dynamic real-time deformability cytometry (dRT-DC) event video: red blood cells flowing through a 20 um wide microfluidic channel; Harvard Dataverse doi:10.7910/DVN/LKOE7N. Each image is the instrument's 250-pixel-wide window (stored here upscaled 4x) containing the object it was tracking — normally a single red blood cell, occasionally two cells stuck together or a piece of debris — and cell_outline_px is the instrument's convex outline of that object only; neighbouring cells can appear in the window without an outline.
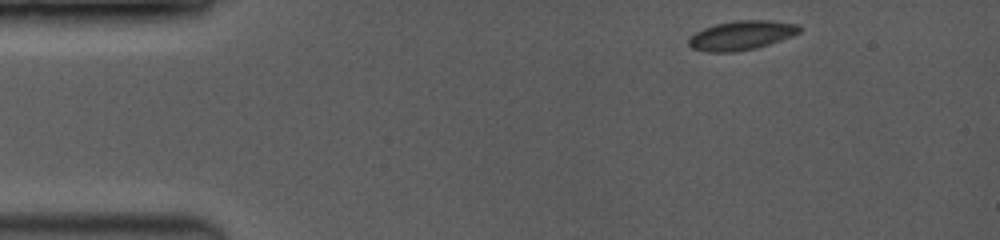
{"species": "common noctule bat (a hibernating species)", "species_latin": "Nyctalus noctula", "temperature_condition": "room temperature", "stored_images_in_passage": 34, "camera_frame_rate_fps": 3500, "um_per_image_px": 0.085, "animal": {"sex": "female", "body_mass_g": 19.0, "forearm_length_mm": 53.3}, "frame": {"image": 1, "passage_image": 1, "time_ms": 0.0, "image_size_px": [1000, 240], "cell_outline_px": [[800, 32], [792, 36], [756, 48], [736, 52], [708, 52], [692, 48], [688, 44], [688, 36], [704, 28], [716, 24], [740, 20], [772, 20], [796, 24], [800, 28]], "centroid_in_image_um": [62.99, 3.01], "position_along_channel_um": 22.0, "area_um2": 18.79}}
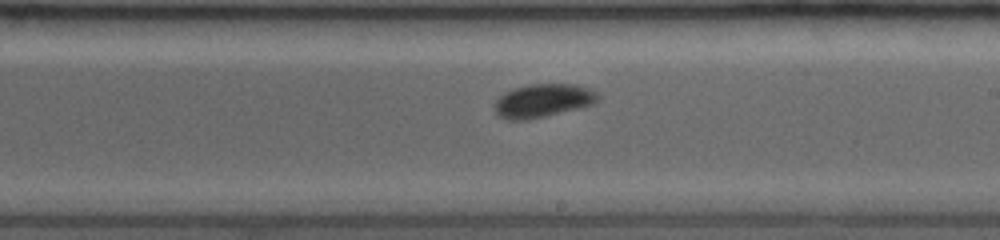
{"frame": {"image": 2, "passage_image": 20, "time_ms": 7.429, "image_size_px": [1000, 240], "cell_outline_px": [[600, 96], [592, 104], [528, 120], [508, 120], [496, 116], [496, 100], [504, 92], [512, 88], [528, 84], [576, 84], [588, 88], [596, 92]], "centroid_in_image_um": [46.1, 8.54], "position_along_channel_um": 242.9, "area_um2": 19.94}}
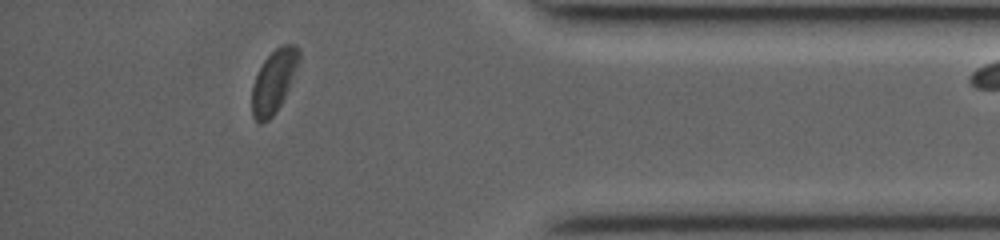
{"frame": {"image": 3, "passage_image": 33, "time_ms": 12.0, "image_size_px": [1000, 240], "cell_outline_px": [[300, 60], [288, 88], [276, 112], [268, 120], [260, 124], [252, 116], [252, 84], [264, 60], [280, 44], [296, 44], [300, 48]], "centroid_in_image_um": [23.28, 6.88], "position_along_channel_um": 411.9, "area_um2": 17.11}}